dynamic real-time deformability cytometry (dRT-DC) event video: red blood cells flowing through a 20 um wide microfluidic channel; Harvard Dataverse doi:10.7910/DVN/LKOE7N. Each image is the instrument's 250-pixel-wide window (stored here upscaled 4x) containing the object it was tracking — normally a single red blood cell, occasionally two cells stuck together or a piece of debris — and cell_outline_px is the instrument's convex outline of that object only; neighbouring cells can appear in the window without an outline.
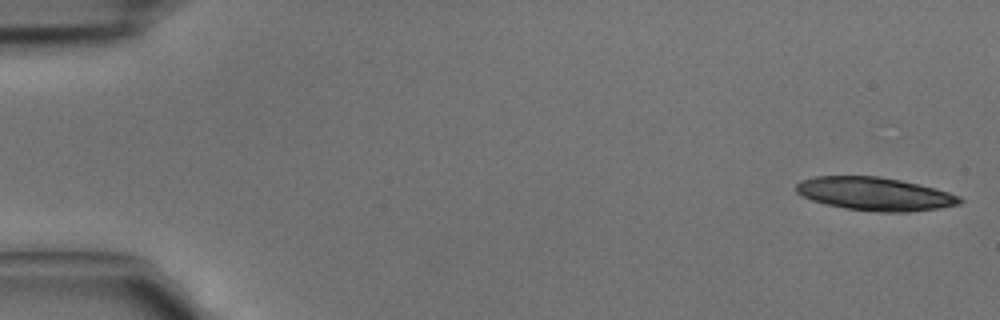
{"species": "common noctule bat (a hibernating species)", "species_latin": "Nyctalus noctula", "temperature_condition": "cold", "stored_images_in_passage": 3, "camera_frame_rate_fps": 3000, "um_per_image_px": 0.085, "animal": {"sex": "male", "body_mass_g": 15.6}, "frame": {"image": 1, "passage_image": 1, "time_ms": 0.0, "image_size_px": [1000, 320], "cell_outline_px": [[964, 200], [960, 204], [940, 208], [908, 212], [880, 212], [848, 208], [828, 204], [812, 200], [796, 192], [796, 184], [800, 180], [816, 176], [880, 176], [920, 184], [936, 188], [960, 196]], "centroid_in_image_um": [74.4, 16.47], "position_along_channel_um": 10.6, "area_um2": 31.62}}